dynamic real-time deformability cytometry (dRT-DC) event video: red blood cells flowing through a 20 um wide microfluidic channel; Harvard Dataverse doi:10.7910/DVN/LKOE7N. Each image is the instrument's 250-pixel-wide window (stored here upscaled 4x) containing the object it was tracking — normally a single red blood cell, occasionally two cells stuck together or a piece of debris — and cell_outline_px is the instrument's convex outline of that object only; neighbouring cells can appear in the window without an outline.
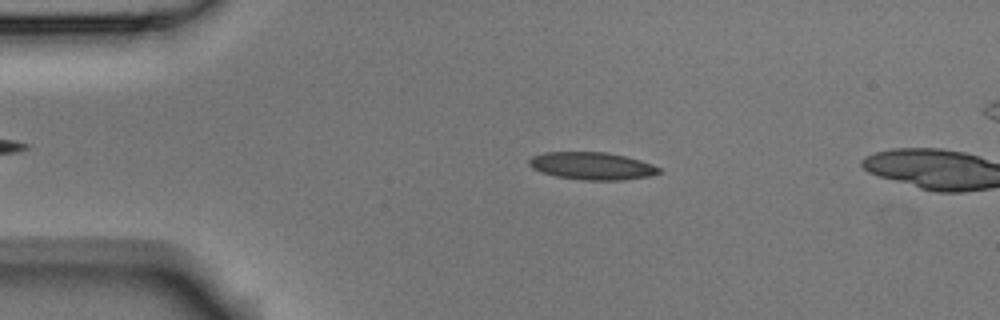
{"species": "Egyptian fruit bat (a non-hibernating species)", "species_latin": "Rousettus aegyptiacus", "temperature_condition": "room temperature", "stored_images_in_passage": 2, "camera_frame_rate_fps": 3000, "um_per_image_px": 0.085, "animal": {"sex": "male"}, "frame": {"image": 1, "passage_image": 1, "time_ms": 0.0, "image_size_px": [1000, 320], "cell_outline_px": [[660, 172], [652, 176], [620, 180], [580, 180], [556, 176], [532, 168], [528, 164], [528, 160], [532, 156], [544, 152], [608, 152], [640, 160], [652, 164], [660, 168]], "centroid_in_image_um": [50.32, 14.1], "position_along_channel_um": 34.7, "area_um2": 20.81}}